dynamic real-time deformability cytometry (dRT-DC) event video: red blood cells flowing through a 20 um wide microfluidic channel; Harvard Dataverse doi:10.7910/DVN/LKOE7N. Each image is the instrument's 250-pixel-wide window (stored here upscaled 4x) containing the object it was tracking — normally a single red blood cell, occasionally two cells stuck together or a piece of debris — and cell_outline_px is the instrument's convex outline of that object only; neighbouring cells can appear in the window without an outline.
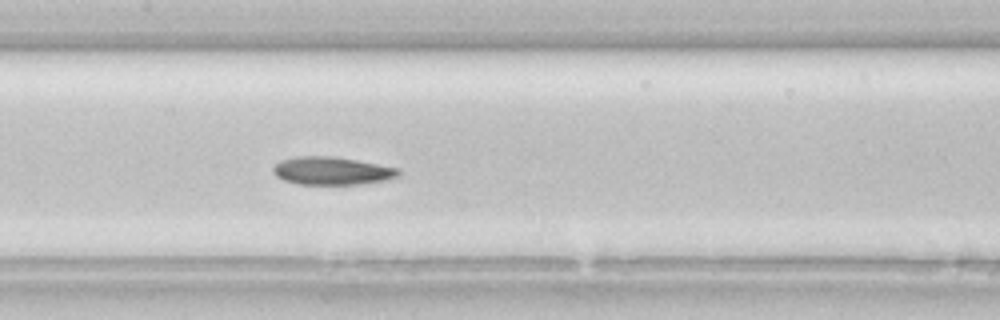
{"species": "common noctule bat (a hibernating species)", "species_latin": "Nyctalus noctula", "temperature_condition": "room temperature", "stored_images_in_passage": 43, "camera_frame_rate_fps": 3000, "um_per_image_px": 0.085, "animal": {"sex": "female", "body_mass_g": 22.7, "forearm_length_mm": 54.2}, "frame": {"image": 1, "passage_image": 19, "time_ms": 6.0, "image_size_px": [1000, 320], "cell_outline_px": [[400, 176], [392, 180], [356, 184], [296, 184], [284, 180], [276, 176], [272, 172], [272, 168], [280, 160], [296, 156], [332, 156], [356, 160], [400, 168]], "centroid_in_image_um": [28.24, 14.52], "position_along_channel_um": 179.2, "area_um2": 20.63}}